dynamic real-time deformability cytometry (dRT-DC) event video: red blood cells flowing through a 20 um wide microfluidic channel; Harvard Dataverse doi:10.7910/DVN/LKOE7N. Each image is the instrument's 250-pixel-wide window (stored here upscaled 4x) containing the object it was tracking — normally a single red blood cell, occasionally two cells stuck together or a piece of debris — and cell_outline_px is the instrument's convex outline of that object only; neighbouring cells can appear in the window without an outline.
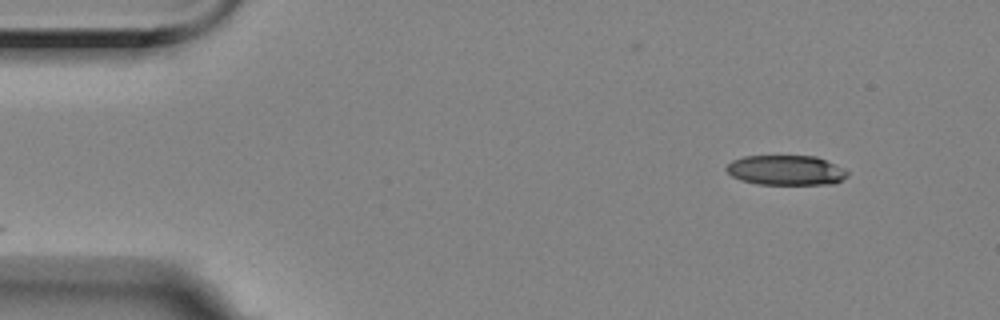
{"species": "Egyptian fruit bat (a non-hibernating species)", "species_latin": "Rousettus aegyptiacus", "temperature_condition": "room temperature", "stored_images_in_passage": 36, "camera_frame_rate_fps": 3000, "um_per_image_px": 0.085, "animal": {"sex": "female"}, "frame": {"image": 1, "passage_image": 1, "time_ms": 0.0, "image_size_px": [1000, 320], "cell_outline_px": [[848, 176], [836, 184], [760, 184], [740, 180], [732, 176], [724, 168], [732, 160], [744, 156], [816, 156], [844, 168], [848, 172]], "centroid_in_image_um": [66.82, 14.47], "position_along_channel_um": 18.2, "area_um2": 21.15}}
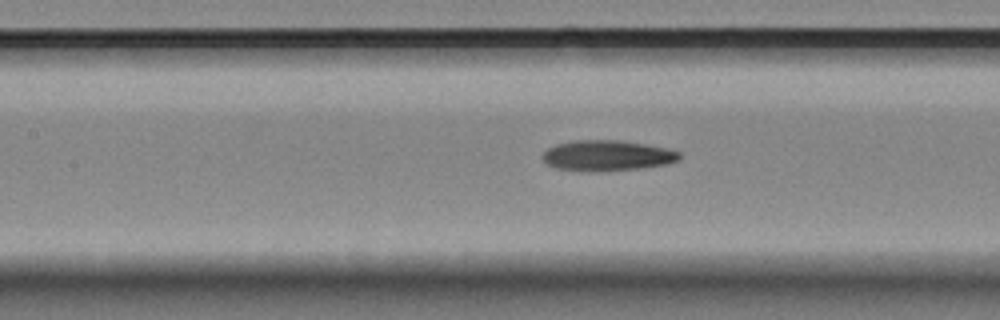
{"frame": {"image": 2, "passage_image": 20, "time_ms": 6.333, "image_size_px": [1000, 320], "cell_outline_px": [[680, 160], [668, 164], [644, 168], [604, 172], [580, 172], [556, 168], [544, 164], [540, 156], [548, 148], [556, 144], [576, 140], [620, 140], [668, 148], [680, 152]], "centroid_in_image_um": [51.58, 13.25], "position_along_channel_um": 155.8, "area_um2": 25.09}}
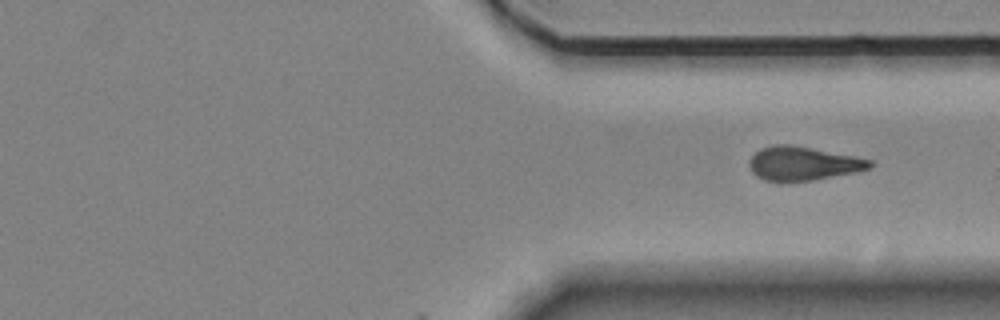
{"frame": {"image": 3, "passage_image": 36, "time_ms": 11.667, "image_size_px": [1000, 320], "cell_outline_px": [[872, 168], [860, 172], [812, 180], [780, 184], [764, 180], [756, 176], [752, 172], [748, 164], [748, 160], [760, 148], [776, 144], [788, 144], [856, 156], [872, 160]], "centroid_in_image_um": [68.25, 13.93], "position_along_channel_um": 343.2, "area_um2": 24.39}}